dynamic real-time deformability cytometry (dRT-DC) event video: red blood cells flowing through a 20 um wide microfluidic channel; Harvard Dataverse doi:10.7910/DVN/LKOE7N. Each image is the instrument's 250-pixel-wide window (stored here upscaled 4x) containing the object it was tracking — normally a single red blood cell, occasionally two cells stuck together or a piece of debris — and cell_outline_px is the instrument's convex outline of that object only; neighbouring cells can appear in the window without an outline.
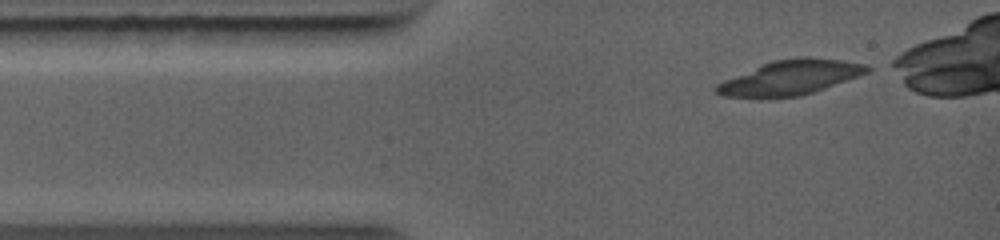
{"species": "common noctule bat (a hibernating species)", "species_latin": "Nyctalus noctula", "temperature_condition": "warm", "stored_images_in_passage": 3, "camera_frame_rate_fps": 5000, "um_per_image_px": 0.085, "animal": {"sex": "female", "body_mass_g": 19.0, "forearm_length_mm": 56.7}, "frame": {"image": 1, "passage_image": 1, "time_ms": 0.0, "image_size_px": [1000, 240], "cell_outline_px": [[872, 68], [868, 72], [824, 88], [800, 96], [760, 100], [720, 96], [712, 88], [716, 84], [724, 80], [772, 60], [800, 56], [808, 56], [840, 60], [868, 64]], "centroid_in_image_um": [67.09, 6.62], "position_along_channel_um": 17.9, "area_um2": 31.04}}